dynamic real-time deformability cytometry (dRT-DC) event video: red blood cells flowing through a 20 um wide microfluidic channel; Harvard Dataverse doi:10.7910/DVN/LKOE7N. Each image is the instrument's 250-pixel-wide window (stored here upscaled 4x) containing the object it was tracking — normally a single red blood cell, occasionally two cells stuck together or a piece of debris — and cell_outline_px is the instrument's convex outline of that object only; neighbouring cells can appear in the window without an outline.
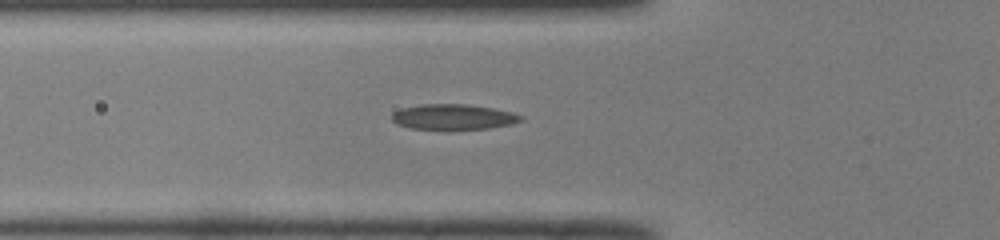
{"species": "common noctule bat (a hibernating species)", "species_latin": "Nyctalus noctula", "temperature_condition": "room temperature", "stored_images_in_passage": 50, "camera_frame_rate_fps": 3000, "um_per_image_px": 0.085, "animal": {"sex": "male", "body_mass_g": 19.0, "forearm_length_mm": 50.8}, "frame": {"image": 1, "passage_image": 17, "time_ms": 5.333, "image_size_px": [1000, 240], "cell_outline_px": [[524, 120], [512, 124], [488, 128], [448, 132], [412, 128], [396, 124], [392, 120], [392, 112], [400, 108], [420, 104], [464, 104], [492, 108], [512, 112], [524, 116]], "centroid_in_image_um": [38.51, 9.97], "position_along_channel_um": 87.3, "area_um2": 19.94}}
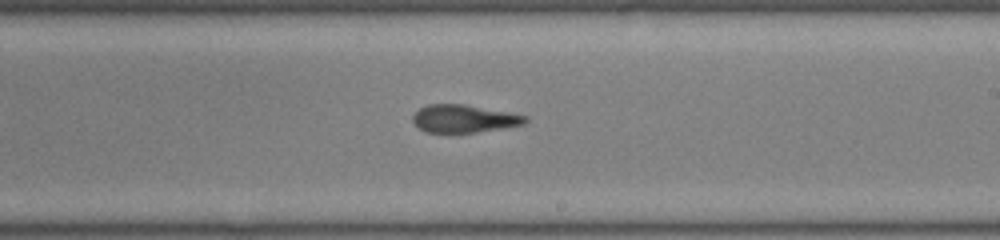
{"frame": {"image": 2, "passage_image": 29, "time_ms": 9.333, "image_size_px": [1000, 240], "cell_outline_px": [[528, 120], [524, 124], [476, 132], [424, 132], [412, 120], [412, 116], [420, 108], [428, 104], [464, 104], [508, 112], [528, 116]], "centroid_in_image_um": [39.43, 10.08], "position_along_channel_um": 249.6, "area_um2": 17.98}}
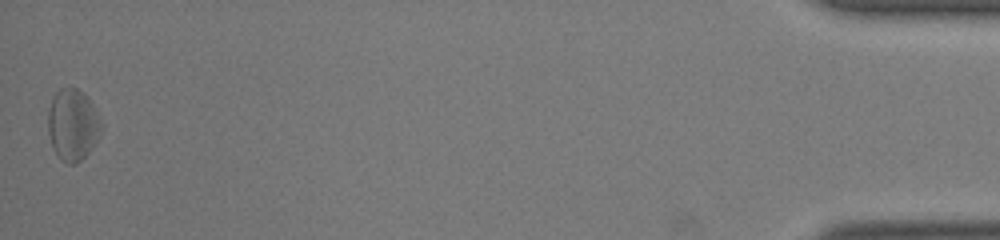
{"frame": {"image": 3, "passage_image": 49, "time_ms": 16.0, "image_size_px": [1000, 240], "cell_outline_px": [[104, 128], [88, 152], [76, 164], [68, 164], [60, 160], [52, 148], [48, 132], [48, 112], [52, 96], [60, 88], [76, 88], [88, 96], [104, 124]], "centroid_in_image_um": [6.19, 10.6], "position_along_channel_um": 429.0, "area_um2": 22.48}}